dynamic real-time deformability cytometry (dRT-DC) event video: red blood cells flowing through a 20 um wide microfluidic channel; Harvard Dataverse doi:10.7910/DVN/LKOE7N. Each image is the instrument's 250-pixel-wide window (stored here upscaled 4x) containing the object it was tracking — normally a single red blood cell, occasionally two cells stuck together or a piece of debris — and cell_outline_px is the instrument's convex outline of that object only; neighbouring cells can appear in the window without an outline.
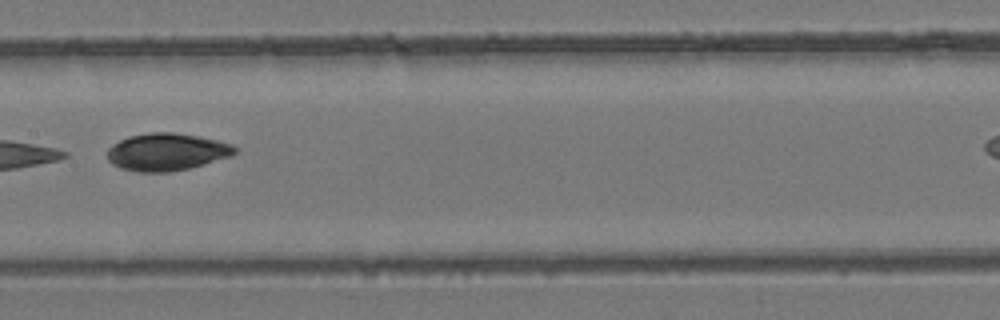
{"species": "common noctule bat (a hibernating species)", "species_latin": "Nyctalus noctula", "temperature_condition": "room temperature", "stored_images_in_passage": 9, "camera_frame_rate_fps": 3000, "um_per_image_px": 0.085, "animal": {"sex": "female", "body_mass_g": 24.6, "forearm_length_mm": 56.2}, "frame": {"image": 1, "passage_image": 6, "time_ms": 5.667, "image_size_px": [1000, 320], "cell_outline_px": [[236, 152], [232, 156], [188, 168], [168, 172], [140, 172], [120, 168], [112, 164], [108, 160], [108, 148], [112, 144], [128, 136], [152, 132], [172, 132], [196, 136], [216, 140], [232, 144], [236, 148]], "centroid_in_image_um": [14.15, 12.91], "position_along_channel_um": 193.3, "area_um2": 27.63}}
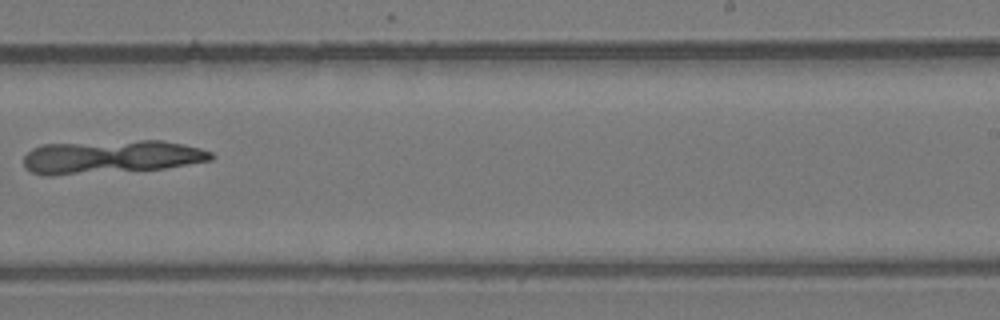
{"frame": {"image": 2, "passage_image": 9, "time_ms": 10.333, "image_size_px": [1000, 320], "cell_outline_px": [[216, 156], [212, 160], [164, 168], [52, 176], [44, 176], [32, 172], [24, 168], [24, 156], [32, 148], [40, 144], [140, 140], [160, 140], [184, 144], [200, 148], [212, 152]], "centroid_in_image_um": [9.41, 13.33], "position_along_channel_um": 279.6, "area_um2": 36.7}}